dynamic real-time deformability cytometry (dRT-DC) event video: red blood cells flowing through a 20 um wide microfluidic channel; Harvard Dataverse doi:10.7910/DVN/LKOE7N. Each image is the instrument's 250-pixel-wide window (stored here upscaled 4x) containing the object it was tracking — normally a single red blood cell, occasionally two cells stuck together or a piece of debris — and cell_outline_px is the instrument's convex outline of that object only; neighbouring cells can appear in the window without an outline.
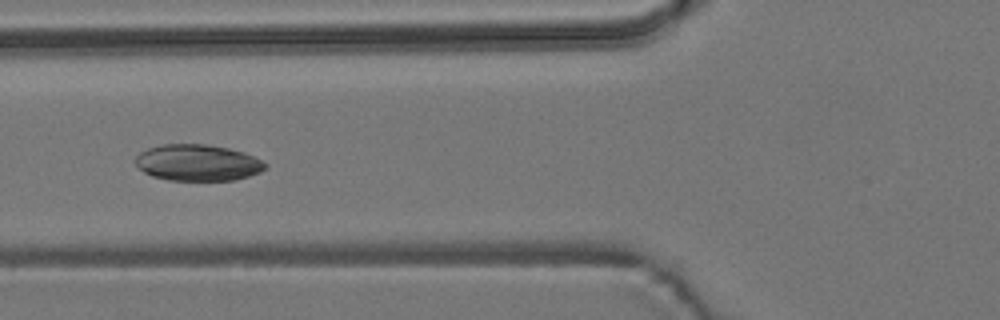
{"species": "common noctule bat (a hibernating species)", "species_latin": "Nyctalus noctula", "temperature_condition": "room temperature", "stored_images_in_passage": 8, "camera_frame_rate_fps": 3000, "um_per_image_px": 0.085, "animal": {"sex": "male", "body_mass_g": 19.2, "forearm_length_mm": 51.8}, "frame": {"image": 1, "passage_image": 5, "time_ms": 5.667, "image_size_px": [1000, 320], "cell_outline_px": [[268, 168], [260, 172], [236, 180], [168, 180], [152, 176], [144, 172], [136, 164], [136, 156], [140, 152], [148, 148], [164, 144], [208, 144], [228, 148], [244, 152], [268, 164]], "centroid_in_image_um": [16.82, 13.83], "position_along_channel_um": 109.0, "area_um2": 27.51}}
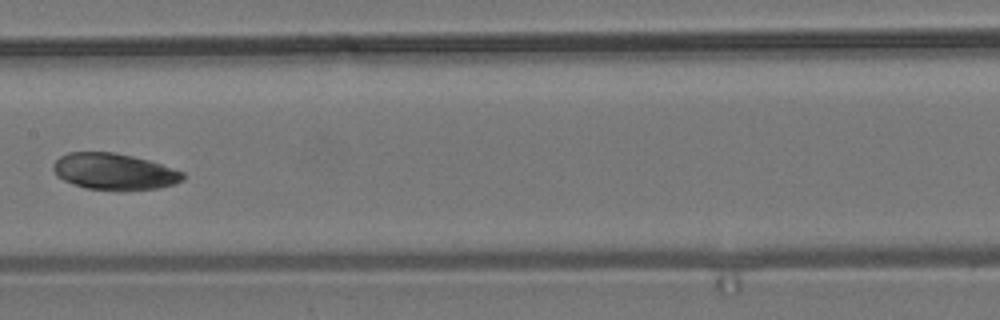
{"frame": {"image": 2, "passage_image": 7, "time_ms": 8.0, "image_size_px": [1000, 320], "cell_outline_px": [[184, 180], [160, 188], [120, 192], [116, 192], [84, 188], [72, 184], [56, 176], [52, 168], [52, 164], [60, 156], [68, 152], [116, 152], [148, 160], [184, 172]], "centroid_in_image_um": [9.68, 14.61], "position_along_channel_um": 197.7, "area_um2": 28.09}}
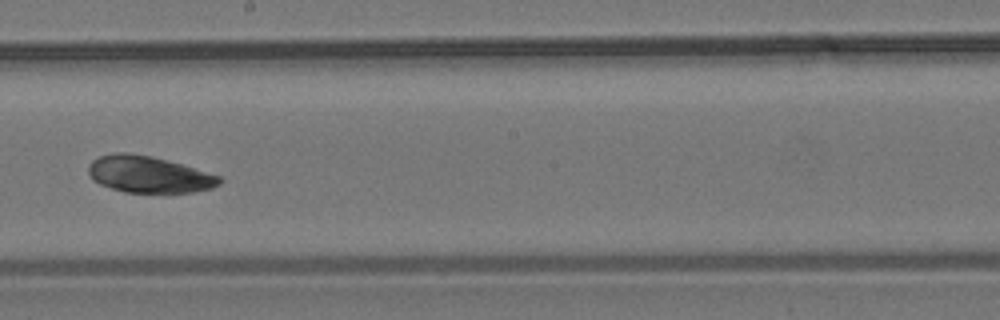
{"frame": {"image": 3, "passage_image": 8, "time_ms": 9.0, "image_size_px": [1000, 320], "cell_outline_px": [[224, 180], [220, 184], [212, 188], [192, 192], [124, 192], [100, 184], [92, 180], [88, 172], [88, 164], [92, 160], [100, 156], [116, 152], [124, 152], [152, 156], [180, 164], [220, 176]], "centroid_in_image_um": [12.62, 14.82], "position_along_channel_um": 235.6, "area_um2": 27.8}}